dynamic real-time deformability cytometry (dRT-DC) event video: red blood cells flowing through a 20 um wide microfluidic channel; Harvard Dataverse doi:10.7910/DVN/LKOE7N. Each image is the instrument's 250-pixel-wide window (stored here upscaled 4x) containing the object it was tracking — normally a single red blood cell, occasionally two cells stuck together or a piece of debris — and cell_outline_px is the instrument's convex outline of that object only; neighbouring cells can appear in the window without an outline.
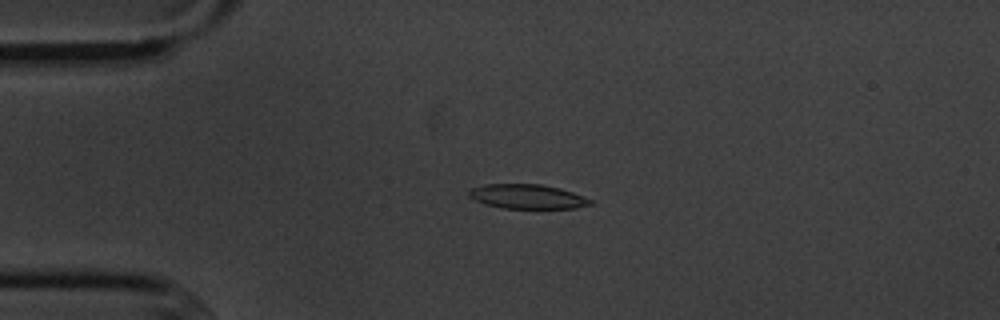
{"species": "common noctule bat (a hibernating species)", "species_latin": "Nyctalus noctula", "temperature_condition": "cold", "stored_images_in_passage": 4, "camera_frame_rate_fps": 3000, "um_per_image_px": 0.085, "animal": {"sex": "male", "body_mass_g": 20.1, "forearm_length_mm": 53.5}, "frame": {"image": 1, "passage_image": 3, "time_ms": 3.333, "image_size_px": [1000, 320], "cell_outline_px": [[596, 204], [576, 208], [504, 208], [484, 204], [468, 196], [468, 192], [472, 188], [484, 184], [540, 184], [560, 188], [572, 192], [592, 200]], "centroid_in_image_um": [44.85, 16.71], "position_along_channel_um": 40.2, "area_um2": 17.28}}